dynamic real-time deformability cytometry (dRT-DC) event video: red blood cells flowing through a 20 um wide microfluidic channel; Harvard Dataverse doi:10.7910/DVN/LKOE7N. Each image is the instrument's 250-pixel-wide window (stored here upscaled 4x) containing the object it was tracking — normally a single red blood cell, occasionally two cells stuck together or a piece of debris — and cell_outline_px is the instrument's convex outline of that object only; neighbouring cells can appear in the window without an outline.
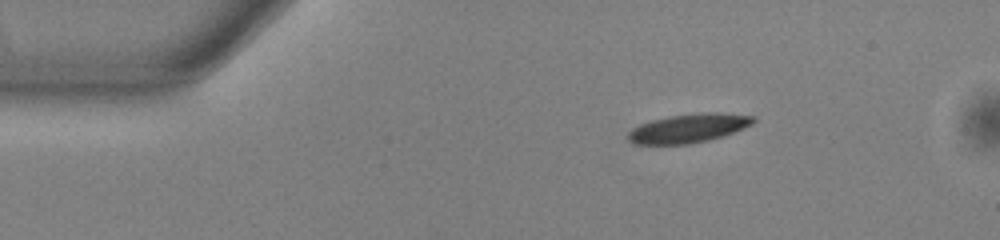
{"species": "common noctule bat (a hibernating species)", "species_latin": "Nyctalus noctula", "temperature_condition": "warm", "stored_images_in_passage": 46, "camera_frame_rate_fps": 3000, "um_per_image_px": 0.085, "animal": {"sex": "male", "body_mass_g": 13.0, "forearm_length_mm": 53.1}, "frame": {"image": 1, "passage_image": 1, "time_ms": 0.0, "image_size_px": [1000, 240], "cell_outline_px": [[756, 120], [752, 124], [744, 128], [708, 140], [688, 144], [636, 144], [628, 140], [628, 132], [632, 128], [640, 124], [652, 120], [668, 116], [708, 112], [720, 112], [756, 116]], "centroid_in_image_um": [58.53, 10.89], "position_along_channel_um": 26.5, "area_um2": 20.92}}
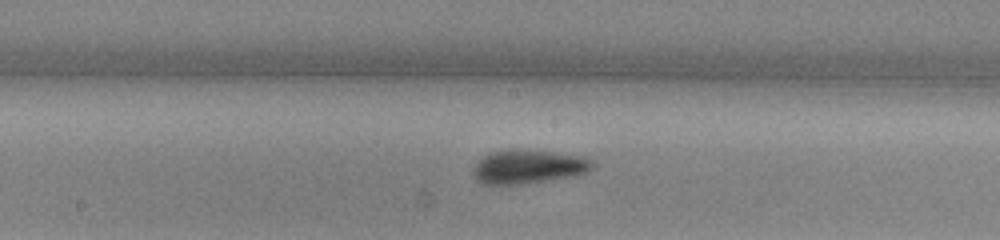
{"frame": {"image": 2, "passage_image": 20, "time_ms": 6.333, "image_size_px": [1000, 240], "cell_outline_px": [[596, 164], [588, 172], [572, 176], [548, 180], [520, 184], [484, 184], [476, 180], [472, 172], [476, 164], [488, 152], [508, 148], [556, 152], [576, 156], [592, 160]], "centroid_in_image_um": [44.88, 14.16], "position_along_channel_um": 203.3, "area_um2": 23.52}}
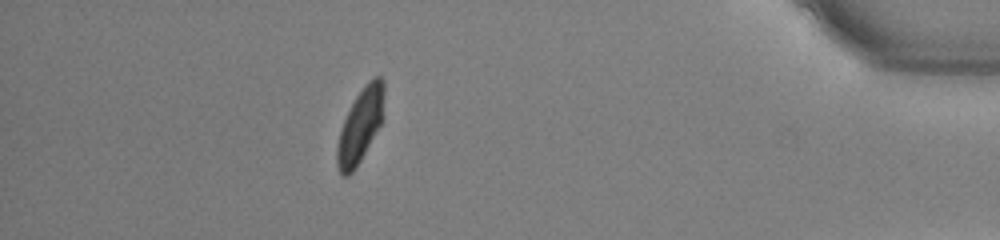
{"frame": {"image": 3, "passage_image": 40, "time_ms": 13.0, "image_size_px": [1000, 240], "cell_outline_px": [[384, 116], [380, 124], [356, 168], [348, 176], [340, 176], [336, 164], [336, 144], [340, 128], [356, 96], [364, 84], [372, 76], [380, 76], [384, 80]], "centroid_in_image_um": [30.62, 10.66], "position_along_channel_um": 404.6, "area_um2": 20.46}, "authors_computed_cell_mechanics": {"area_um2": 21.7039, "velocity_mm_per_s": 3.7923, "shape_relaxation_time_tau1_ms": 3.4023, "shape_relaxation_time_tau2_ms": 1.7373, "deformation_change_tau1": 0.1245, "deformation_change_tau2": 0.0586}}